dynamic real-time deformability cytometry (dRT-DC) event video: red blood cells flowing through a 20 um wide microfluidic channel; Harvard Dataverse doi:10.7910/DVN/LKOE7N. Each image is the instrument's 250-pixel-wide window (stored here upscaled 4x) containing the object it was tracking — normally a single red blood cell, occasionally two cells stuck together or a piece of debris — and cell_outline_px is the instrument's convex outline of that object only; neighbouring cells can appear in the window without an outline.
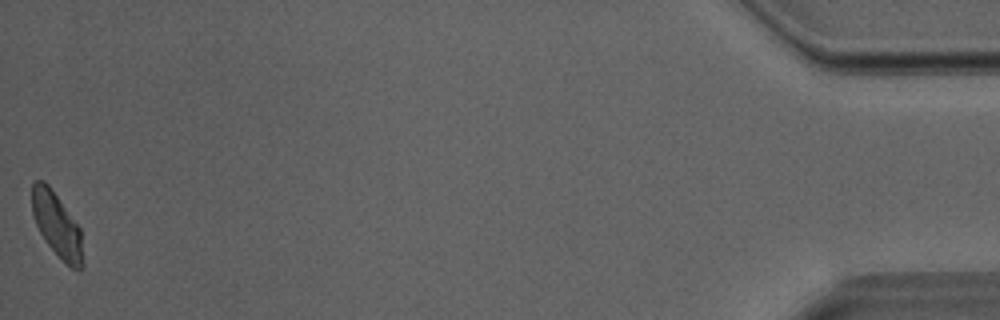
{"species": "Egyptian fruit bat (a non-hibernating species)", "species_latin": "Rousettus aegyptiacus", "temperature_condition": "room temperature", "stored_images_in_passage": 36, "camera_frame_rate_fps": 3000, "um_per_image_px": 0.085, "animal": {"sex": "male"}, "frame": {"image": 1, "passage_image": 36, "time_ms": 11.667, "image_size_px": [1000, 320], "cell_outline_px": [[84, 268], [72, 268], [48, 244], [40, 232], [36, 224], [32, 212], [32, 184], [36, 180], [44, 180], [48, 184], [80, 228], [84, 264]], "centroid_in_image_um": [4.84, 19.1], "position_along_channel_um": 430.4, "area_um2": 18.61}}